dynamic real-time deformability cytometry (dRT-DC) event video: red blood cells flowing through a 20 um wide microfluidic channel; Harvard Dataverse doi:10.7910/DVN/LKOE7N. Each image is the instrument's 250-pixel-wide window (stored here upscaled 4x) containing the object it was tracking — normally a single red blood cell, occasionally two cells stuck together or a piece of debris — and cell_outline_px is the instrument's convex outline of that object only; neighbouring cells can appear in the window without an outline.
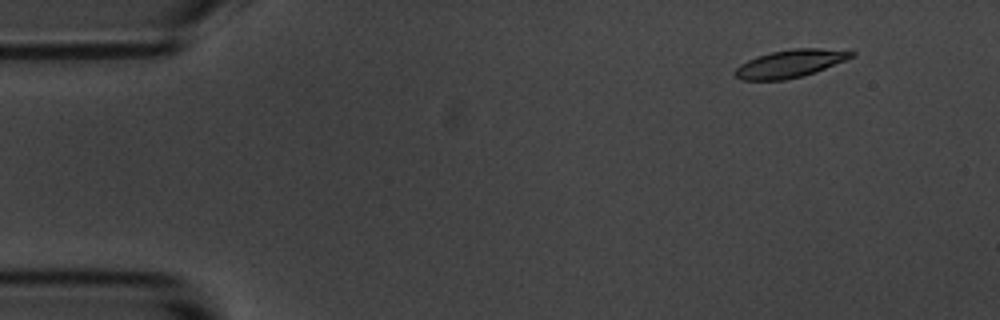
{"species": "common noctule bat (a hibernating species)", "species_latin": "Nyctalus noctula", "temperature_condition": "room temperature", "stored_images_in_passage": 15, "camera_frame_rate_fps": 3000, "um_per_image_px": 0.085, "animal": {"sex": "male", "body_mass_g": 20.1, "forearm_length_mm": 53.5}, "frame": {"image": 1, "passage_image": 2, "time_ms": 1.333, "image_size_px": [1000, 320], "cell_outline_px": [[856, 56], [816, 72], [804, 76], [784, 80], [740, 80], [732, 72], [740, 64], [756, 56], [772, 52], [792, 48], [820, 48], [856, 52]], "centroid_in_image_um": [67.16, 5.41], "position_along_channel_um": 17.8, "area_um2": 18.96}}
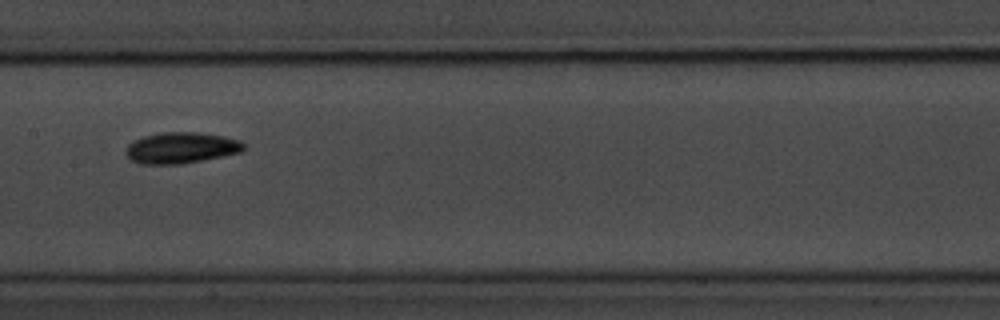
{"frame": {"image": 2, "passage_image": 8, "time_ms": 9.0, "image_size_px": [1000, 320], "cell_outline_px": [[244, 148], [240, 152], [180, 164], [140, 164], [132, 160], [124, 152], [128, 144], [144, 136], [164, 132], [196, 132], [224, 136], [240, 140], [244, 144]], "centroid_in_image_um": [15.37, 12.56], "position_along_channel_um": 192.0, "area_um2": 21.1}}
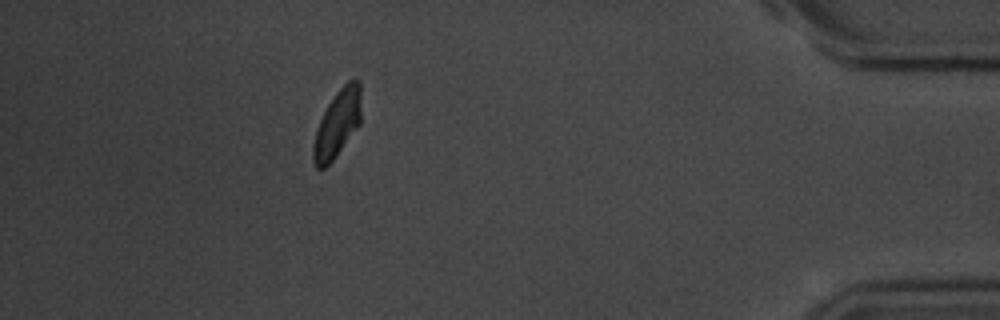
{"frame": {"image": 3, "passage_image": 14, "time_ms": 16.667, "image_size_px": [1000, 320], "cell_outline_px": [[360, 124], [332, 160], [324, 168], [316, 168], [312, 160], [312, 144], [316, 128], [328, 104], [336, 92], [348, 80], [360, 80]], "centroid_in_image_um": [28.65, 10.52], "position_along_channel_um": 406.6, "area_um2": 18.61}, "authors_computed_cell_mechanics": {"area_um2": 19.4786, "velocity_mm_per_s": 3.4703, "shape_relaxation_time_tau1_ms": 1.8591, "shape_relaxation_time_tau2_ms": 6.0825, "deformation_change_tau1": 0.0758, "deformation_change_tau2": 0.0877}}